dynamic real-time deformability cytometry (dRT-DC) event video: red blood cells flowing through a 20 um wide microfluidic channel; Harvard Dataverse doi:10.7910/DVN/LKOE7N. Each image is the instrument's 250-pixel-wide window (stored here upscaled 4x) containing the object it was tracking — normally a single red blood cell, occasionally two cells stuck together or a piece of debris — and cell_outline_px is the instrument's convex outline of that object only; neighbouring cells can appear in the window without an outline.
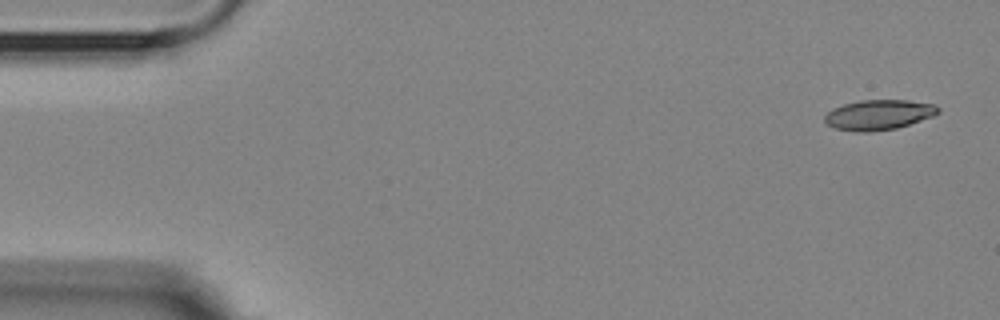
{"species": "Egyptian fruit bat (a non-hibernating species)", "species_latin": "Rousettus aegyptiacus", "temperature_condition": "room temperature", "stored_images_in_passage": 4, "camera_frame_rate_fps": 3000, "um_per_image_px": 0.085, "animal": {"sex": "female"}, "frame": {"image": 1, "passage_image": 1, "time_ms": 0.0, "image_size_px": [1000, 320], "cell_outline_px": [[940, 112], [932, 116], [896, 128], [868, 132], [860, 132], [836, 128], [828, 124], [824, 120], [824, 116], [832, 108], [844, 104], [860, 100], [908, 100], [936, 104], [940, 108]], "centroid_in_image_um": [74.7, 9.74], "position_along_channel_um": 10.3, "area_um2": 19.77}}